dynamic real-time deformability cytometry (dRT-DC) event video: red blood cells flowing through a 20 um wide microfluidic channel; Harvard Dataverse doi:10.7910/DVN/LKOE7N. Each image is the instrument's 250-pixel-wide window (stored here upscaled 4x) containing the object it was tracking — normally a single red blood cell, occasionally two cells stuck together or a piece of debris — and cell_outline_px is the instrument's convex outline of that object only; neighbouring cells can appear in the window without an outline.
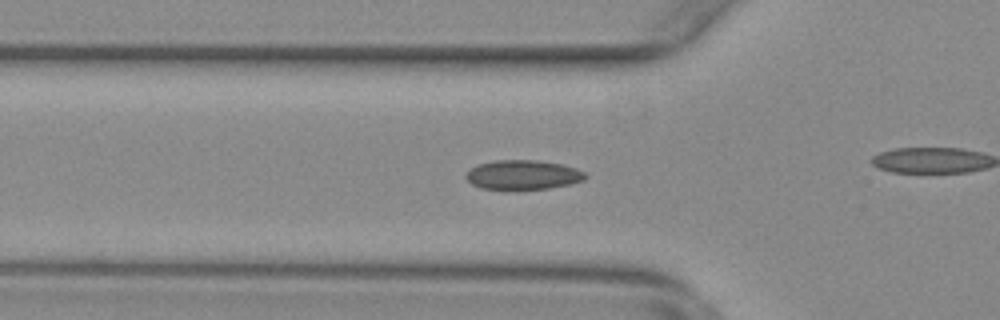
{"species": "common noctule bat (a hibernating species)", "species_latin": "Nyctalus noctula", "temperature_condition": "warm", "stored_images_in_passage": 30, "camera_frame_rate_fps": 3000, "um_per_image_px": 0.085, "animal": {"sex": "female", "body_mass_g": 29.2, "forearm_length_mm": 56.3}, "frame": {"image": 1, "passage_image": 5, "time_ms": 1.333, "image_size_px": [1000, 320], "cell_outline_px": [[588, 176], [584, 180], [572, 184], [548, 188], [516, 192], [480, 188], [472, 184], [464, 176], [472, 168], [480, 164], [496, 160], [536, 160], [560, 164], [576, 168], [584, 172]], "centroid_in_image_um": [44.46, 14.91], "position_along_channel_um": 81.3, "area_um2": 21.04}}
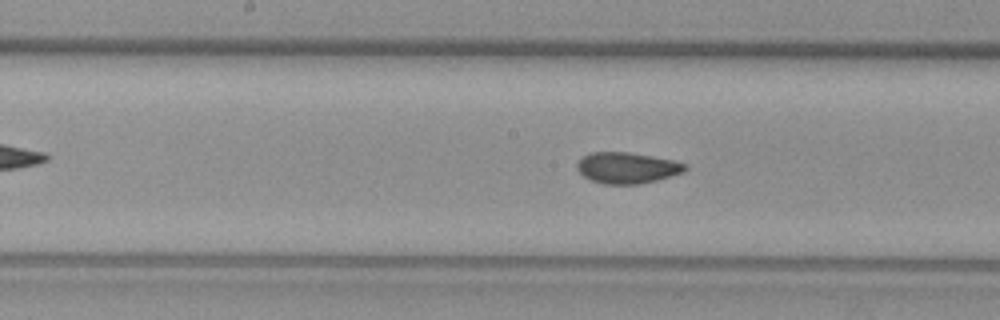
{"frame": {"image": 2, "passage_image": 14, "time_ms": 4.333, "image_size_px": [1000, 320], "cell_outline_px": [[688, 168], [684, 172], [656, 180], [640, 184], [604, 184], [592, 180], [584, 176], [576, 168], [576, 164], [584, 156], [592, 152], [628, 152], [652, 156], [672, 160], [688, 164]], "centroid_in_image_um": [53.32, 14.26], "position_along_channel_um": 194.9, "area_um2": 19.48}}
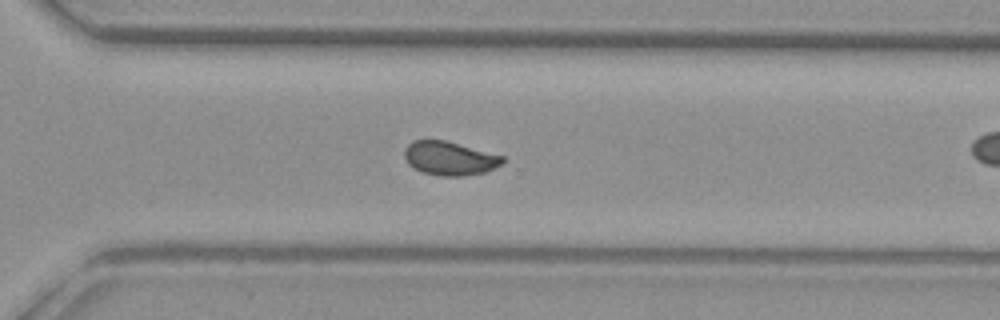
{"frame": {"image": 3, "passage_image": 25, "time_ms": 8.0, "image_size_px": [1000, 320], "cell_outline_px": [[504, 164], [484, 172], [464, 176], [440, 176], [424, 172], [412, 168], [408, 164], [404, 156], [404, 148], [412, 140], [444, 140], [504, 156]], "centroid_in_image_um": [38.2, 13.46], "position_along_channel_um": 332.4, "area_um2": 19.36}}